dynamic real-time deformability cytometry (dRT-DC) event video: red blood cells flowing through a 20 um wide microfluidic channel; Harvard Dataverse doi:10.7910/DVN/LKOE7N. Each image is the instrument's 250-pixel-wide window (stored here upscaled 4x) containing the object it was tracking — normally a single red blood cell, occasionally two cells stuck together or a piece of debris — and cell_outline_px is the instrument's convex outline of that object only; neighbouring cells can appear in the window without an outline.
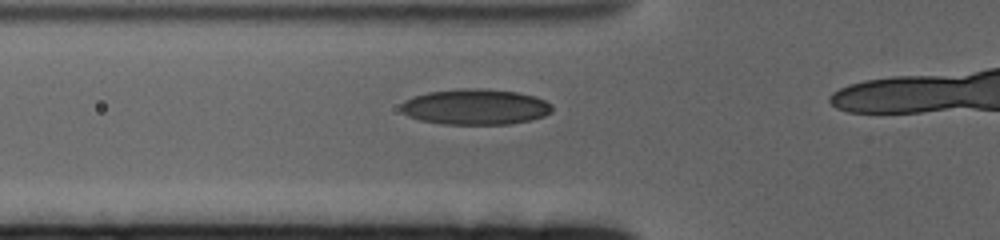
{"species": "human", "species_latin": "Homo sapiens", "temperature_condition": "cold", "stored_images_in_passage": 21, "camera_frame_rate_fps": 3000, "um_per_image_px": 0.085, "donor": {"sex": "female"}, "frame": {"image": 1, "passage_image": 15, "time_ms": 4.667, "image_size_px": [1000, 240], "cell_outline_px": [[552, 112], [544, 116], [532, 120], [508, 124], [444, 124], [420, 120], [408, 116], [400, 112], [400, 104], [404, 100], [412, 96], [428, 92], [464, 88], [480, 88], [516, 92], [536, 96], [552, 104]], "centroid_in_image_um": [40.39, 9.08], "position_along_channel_um": 85.4, "area_um2": 31.67}}
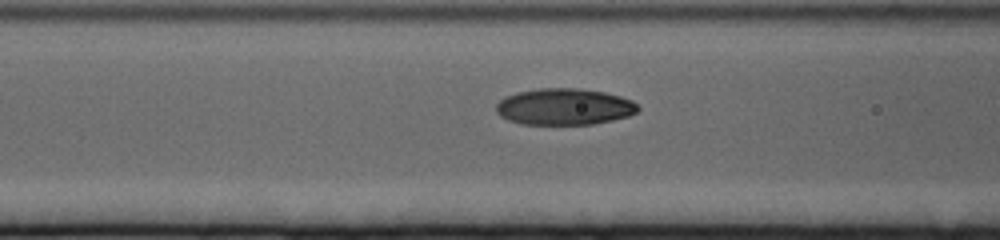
{"frame": {"image": 2, "passage_image": 18, "time_ms": 5.667, "image_size_px": [1000, 240], "cell_outline_px": [[640, 108], [636, 112], [628, 116], [612, 120], [592, 124], [520, 124], [508, 120], [500, 116], [496, 112], [496, 104], [504, 96], [516, 92], [540, 88], [576, 88], [604, 92], [620, 96], [632, 100]], "centroid_in_image_um": [47.93, 9.07], "position_along_channel_um": 118.7, "area_um2": 30.23}}